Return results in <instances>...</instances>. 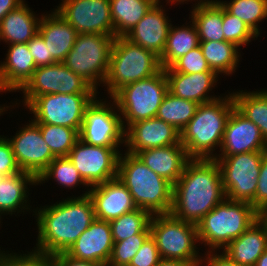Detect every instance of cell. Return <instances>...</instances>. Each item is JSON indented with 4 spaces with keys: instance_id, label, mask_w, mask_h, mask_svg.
Returning a JSON list of instances; mask_svg holds the SVG:
<instances>
[{
    "instance_id": "cell-1",
    "label": "cell",
    "mask_w": 267,
    "mask_h": 266,
    "mask_svg": "<svg viewBox=\"0 0 267 266\" xmlns=\"http://www.w3.org/2000/svg\"><path fill=\"white\" fill-rule=\"evenodd\" d=\"M62 200L33 208L38 235L32 252L48 258L66 253L96 219L93 203L88 195H72Z\"/></svg>"
},
{
    "instance_id": "cell-2",
    "label": "cell",
    "mask_w": 267,
    "mask_h": 266,
    "mask_svg": "<svg viewBox=\"0 0 267 266\" xmlns=\"http://www.w3.org/2000/svg\"><path fill=\"white\" fill-rule=\"evenodd\" d=\"M225 198L218 162L215 159H190L173 185L170 213L177 219L197 225Z\"/></svg>"
},
{
    "instance_id": "cell-3",
    "label": "cell",
    "mask_w": 267,
    "mask_h": 266,
    "mask_svg": "<svg viewBox=\"0 0 267 266\" xmlns=\"http://www.w3.org/2000/svg\"><path fill=\"white\" fill-rule=\"evenodd\" d=\"M199 104L193 118L180 132V143L190 159H215L227 119L235 107L232 92ZM216 152V153H215Z\"/></svg>"
},
{
    "instance_id": "cell-4",
    "label": "cell",
    "mask_w": 267,
    "mask_h": 266,
    "mask_svg": "<svg viewBox=\"0 0 267 266\" xmlns=\"http://www.w3.org/2000/svg\"><path fill=\"white\" fill-rule=\"evenodd\" d=\"M117 178L129 190L137 208L151 215L171 212L173 185L148 168L137 155L121 153Z\"/></svg>"
},
{
    "instance_id": "cell-5",
    "label": "cell",
    "mask_w": 267,
    "mask_h": 266,
    "mask_svg": "<svg viewBox=\"0 0 267 266\" xmlns=\"http://www.w3.org/2000/svg\"><path fill=\"white\" fill-rule=\"evenodd\" d=\"M257 219L258 212L249 202L225 198L198 222L199 245L208 246L207 251H222Z\"/></svg>"
},
{
    "instance_id": "cell-6",
    "label": "cell",
    "mask_w": 267,
    "mask_h": 266,
    "mask_svg": "<svg viewBox=\"0 0 267 266\" xmlns=\"http://www.w3.org/2000/svg\"><path fill=\"white\" fill-rule=\"evenodd\" d=\"M162 69L159 56L131 43L125 37H115L111 49L108 74L104 87L108 99L119 89L157 74Z\"/></svg>"
},
{
    "instance_id": "cell-7",
    "label": "cell",
    "mask_w": 267,
    "mask_h": 266,
    "mask_svg": "<svg viewBox=\"0 0 267 266\" xmlns=\"http://www.w3.org/2000/svg\"><path fill=\"white\" fill-rule=\"evenodd\" d=\"M149 226L161 258L199 265L202 253L197 248L200 245L196 224L177 219L169 213L152 215Z\"/></svg>"
},
{
    "instance_id": "cell-8",
    "label": "cell",
    "mask_w": 267,
    "mask_h": 266,
    "mask_svg": "<svg viewBox=\"0 0 267 266\" xmlns=\"http://www.w3.org/2000/svg\"><path fill=\"white\" fill-rule=\"evenodd\" d=\"M168 92L165 70L119 89L111 98L117 105L122 124H130L156 117L158 108Z\"/></svg>"
},
{
    "instance_id": "cell-9",
    "label": "cell",
    "mask_w": 267,
    "mask_h": 266,
    "mask_svg": "<svg viewBox=\"0 0 267 266\" xmlns=\"http://www.w3.org/2000/svg\"><path fill=\"white\" fill-rule=\"evenodd\" d=\"M114 39L103 34H78L63 63L98 92L108 74Z\"/></svg>"
},
{
    "instance_id": "cell-10",
    "label": "cell",
    "mask_w": 267,
    "mask_h": 266,
    "mask_svg": "<svg viewBox=\"0 0 267 266\" xmlns=\"http://www.w3.org/2000/svg\"><path fill=\"white\" fill-rule=\"evenodd\" d=\"M99 98L85 109L79 139L94 146L121 147L125 145V129L117 105L112 98Z\"/></svg>"
},
{
    "instance_id": "cell-11",
    "label": "cell",
    "mask_w": 267,
    "mask_h": 266,
    "mask_svg": "<svg viewBox=\"0 0 267 266\" xmlns=\"http://www.w3.org/2000/svg\"><path fill=\"white\" fill-rule=\"evenodd\" d=\"M97 94H43L27 106L37 124L65 126L80 131L86 107Z\"/></svg>"
},
{
    "instance_id": "cell-12",
    "label": "cell",
    "mask_w": 267,
    "mask_h": 266,
    "mask_svg": "<svg viewBox=\"0 0 267 266\" xmlns=\"http://www.w3.org/2000/svg\"><path fill=\"white\" fill-rule=\"evenodd\" d=\"M263 155L264 152H248L215 158L226 199L249 203L254 199Z\"/></svg>"
},
{
    "instance_id": "cell-13",
    "label": "cell",
    "mask_w": 267,
    "mask_h": 266,
    "mask_svg": "<svg viewBox=\"0 0 267 266\" xmlns=\"http://www.w3.org/2000/svg\"><path fill=\"white\" fill-rule=\"evenodd\" d=\"M23 106L43 94H99L87 81L72 72L63 62L37 67L31 79L19 91ZM24 102V103H23Z\"/></svg>"
},
{
    "instance_id": "cell-14",
    "label": "cell",
    "mask_w": 267,
    "mask_h": 266,
    "mask_svg": "<svg viewBox=\"0 0 267 266\" xmlns=\"http://www.w3.org/2000/svg\"><path fill=\"white\" fill-rule=\"evenodd\" d=\"M120 148L94 146L78 139L67 157L92 187L117 178Z\"/></svg>"
},
{
    "instance_id": "cell-15",
    "label": "cell",
    "mask_w": 267,
    "mask_h": 266,
    "mask_svg": "<svg viewBox=\"0 0 267 266\" xmlns=\"http://www.w3.org/2000/svg\"><path fill=\"white\" fill-rule=\"evenodd\" d=\"M54 10L78 34H103L114 37L110 0H61Z\"/></svg>"
},
{
    "instance_id": "cell-16",
    "label": "cell",
    "mask_w": 267,
    "mask_h": 266,
    "mask_svg": "<svg viewBox=\"0 0 267 266\" xmlns=\"http://www.w3.org/2000/svg\"><path fill=\"white\" fill-rule=\"evenodd\" d=\"M10 137L7 139L19 168L23 172L32 174L36 179L56 158L44 141L39 125L32 119Z\"/></svg>"
},
{
    "instance_id": "cell-17",
    "label": "cell",
    "mask_w": 267,
    "mask_h": 266,
    "mask_svg": "<svg viewBox=\"0 0 267 266\" xmlns=\"http://www.w3.org/2000/svg\"><path fill=\"white\" fill-rule=\"evenodd\" d=\"M264 151H267V142L260 129L234 107L227 119L223 141L216 157Z\"/></svg>"
},
{
    "instance_id": "cell-18",
    "label": "cell",
    "mask_w": 267,
    "mask_h": 266,
    "mask_svg": "<svg viewBox=\"0 0 267 266\" xmlns=\"http://www.w3.org/2000/svg\"><path fill=\"white\" fill-rule=\"evenodd\" d=\"M181 145L180 132L157 117L130 124L125 129V147L131 154L149 149Z\"/></svg>"
},
{
    "instance_id": "cell-19",
    "label": "cell",
    "mask_w": 267,
    "mask_h": 266,
    "mask_svg": "<svg viewBox=\"0 0 267 266\" xmlns=\"http://www.w3.org/2000/svg\"><path fill=\"white\" fill-rule=\"evenodd\" d=\"M88 196L99 220L110 222L137 209L129 190L118 178L92 186Z\"/></svg>"
},
{
    "instance_id": "cell-20",
    "label": "cell",
    "mask_w": 267,
    "mask_h": 266,
    "mask_svg": "<svg viewBox=\"0 0 267 266\" xmlns=\"http://www.w3.org/2000/svg\"><path fill=\"white\" fill-rule=\"evenodd\" d=\"M161 1L156 2L146 15L124 37L131 43L161 56L166 45L171 19L166 15Z\"/></svg>"
},
{
    "instance_id": "cell-21",
    "label": "cell",
    "mask_w": 267,
    "mask_h": 266,
    "mask_svg": "<svg viewBox=\"0 0 267 266\" xmlns=\"http://www.w3.org/2000/svg\"><path fill=\"white\" fill-rule=\"evenodd\" d=\"M113 245L110 223L96 218L66 254L77 260L101 264L110 259Z\"/></svg>"
},
{
    "instance_id": "cell-22",
    "label": "cell",
    "mask_w": 267,
    "mask_h": 266,
    "mask_svg": "<svg viewBox=\"0 0 267 266\" xmlns=\"http://www.w3.org/2000/svg\"><path fill=\"white\" fill-rule=\"evenodd\" d=\"M38 33L48 49V65L64 62L78 36V32L54 8L49 14H41Z\"/></svg>"
},
{
    "instance_id": "cell-23",
    "label": "cell",
    "mask_w": 267,
    "mask_h": 266,
    "mask_svg": "<svg viewBox=\"0 0 267 266\" xmlns=\"http://www.w3.org/2000/svg\"><path fill=\"white\" fill-rule=\"evenodd\" d=\"M7 47L5 61H0V93L19 92L31 79L36 64L27 43Z\"/></svg>"
},
{
    "instance_id": "cell-24",
    "label": "cell",
    "mask_w": 267,
    "mask_h": 266,
    "mask_svg": "<svg viewBox=\"0 0 267 266\" xmlns=\"http://www.w3.org/2000/svg\"><path fill=\"white\" fill-rule=\"evenodd\" d=\"M168 92L172 95L203 104L220 98V96L209 95L218 82L216 72H201L195 74L165 72Z\"/></svg>"
},
{
    "instance_id": "cell-25",
    "label": "cell",
    "mask_w": 267,
    "mask_h": 266,
    "mask_svg": "<svg viewBox=\"0 0 267 266\" xmlns=\"http://www.w3.org/2000/svg\"><path fill=\"white\" fill-rule=\"evenodd\" d=\"M156 174L174 185L190 160L182 145L149 148L136 154Z\"/></svg>"
},
{
    "instance_id": "cell-26",
    "label": "cell",
    "mask_w": 267,
    "mask_h": 266,
    "mask_svg": "<svg viewBox=\"0 0 267 266\" xmlns=\"http://www.w3.org/2000/svg\"><path fill=\"white\" fill-rule=\"evenodd\" d=\"M267 250V228L257 219L238 238L233 239L222 252L239 266H254Z\"/></svg>"
},
{
    "instance_id": "cell-27",
    "label": "cell",
    "mask_w": 267,
    "mask_h": 266,
    "mask_svg": "<svg viewBox=\"0 0 267 266\" xmlns=\"http://www.w3.org/2000/svg\"><path fill=\"white\" fill-rule=\"evenodd\" d=\"M28 185L36 186L37 179L28 172L0 177V213L4 215L25 214L32 209ZM29 209V210H28Z\"/></svg>"
},
{
    "instance_id": "cell-28",
    "label": "cell",
    "mask_w": 267,
    "mask_h": 266,
    "mask_svg": "<svg viewBox=\"0 0 267 266\" xmlns=\"http://www.w3.org/2000/svg\"><path fill=\"white\" fill-rule=\"evenodd\" d=\"M26 0L9 12L0 22V42L6 45L28 43L37 33L41 15Z\"/></svg>"
},
{
    "instance_id": "cell-29",
    "label": "cell",
    "mask_w": 267,
    "mask_h": 266,
    "mask_svg": "<svg viewBox=\"0 0 267 266\" xmlns=\"http://www.w3.org/2000/svg\"><path fill=\"white\" fill-rule=\"evenodd\" d=\"M194 4L189 19L197 28L200 42L226 41L223 33V7L220 3L207 0Z\"/></svg>"
},
{
    "instance_id": "cell-30",
    "label": "cell",
    "mask_w": 267,
    "mask_h": 266,
    "mask_svg": "<svg viewBox=\"0 0 267 266\" xmlns=\"http://www.w3.org/2000/svg\"><path fill=\"white\" fill-rule=\"evenodd\" d=\"M157 0H110L114 37H124Z\"/></svg>"
},
{
    "instance_id": "cell-31",
    "label": "cell",
    "mask_w": 267,
    "mask_h": 266,
    "mask_svg": "<svg viewBox=\"0 0 267 266\" xmlns=\"http://www.w3.org/2000/svg\"><path fill=\"white\" fill-rule=\"evenodd\" d=\"M199 44L198 31L191 19L189 23L186 21L182 26L177 27L172 24L165 49L159 57L161 67L163 69L168 68L175 60L197 48Z\"/></svg>"
},
{
    "instance_id": "cell-32",
    "label": "cell",
    "mask_w": 267,
    "mask_h": 266,
    "mask_svg": "<svg viewBox=\"0 0 267 266\" xmlns=\"http://www.w3.org/2000/svg\"><path fill=\"white\" fill-rule=\"evenodd\" d=\"M199 46L209 67L218 75L230 76L236 72L241 59V49L237 45L229 41H206Z\"/></svg>"
},
{
    "instance_id": "cell-33",
    "label": "cell",
    "mask_w": 267,
    "mask_h": 266,
    "mask_svg": "<svg viewBox=\"0 0 267 266\" xmlns=\"http://www.w3.org/2000/svg\"><path fill=\"white\" fill-rule=\"evenodd\" d=\"M235 107L259 129L267 142V89L232 92Z\"/></svg>"
},
{
    "instance_id": "cell-34",
    "label": "cell",
    "mask_w": 267,
    "mask_h": 266,
    "mask_svg": "<svg viewBox=\"0 0 267 266\" xmlns=\"http://www.w3.org/2000/svg\"><path fill=\"white\" fill-rule=\"evenodd\" d=\"M53 179L58 185L67 189H73L79 185L87 188L85 193L80 196L88 195L91 188L82 178L79 171L75 168L67 156L56 157L47 167V169L38 177L37 185H43L46 181Z\"/></svg>"
},
{
    "instance_id": "cell-35",
    "label": "cell",
    "mask_w": 267,
    "mask_h": 266,
    "mask_svg": "<svg viewBox=\"0 0 267 266\" xmlns=\"http://www.w3.org/2000/svg\"><path fill=\"white\" fill-rule=\"evenodd\" d=\"M198 105L196 102L176 97L167 92L158 108L156 117L181 132L193 118Z\"/></svg>"
},
{
    "instance_id": "cell-36",
    "label": "cell",
    "mask_w": 267,
    "mask_h": 266,
    "mask_svg": "<svg viewBox=\"0 0 267 266\" xmlns=\"http://www.w3.org/2000/svg\"><path fill=\"white\" fill-rule=\"evenodd\" d=\"M231 15L241 19L257 36L260 22L267 19V0H217Z\"/></svg>"
},
{
    "instance_id": "cell-37",
    "label": "cell",
    "mask_w": 267,
    "mask_h": 266,
    "mask_svg": "<svg viewBox=\"0 0 267 266\" xmlns=\"http://www.w3.org/2000/svg\"><path fill=\"white\" fill-rule=\"evenodd\" d=\"M44 141L56 157L68 156L79 139V131L65 126L38 124Z\"/></svg>"
},
{
    "instance_id": "cell-38",
    "label": "cell",
    "mask_w": 267,
    "mask_h": 266,
    "mask_svg": "<svg viewBox=\"0 0 267 266\" xmlns=\"http://www.w3.org/2000/svg\"><path fill=\"white\" fill-rule=\"evenodd\" d=\"M151 214L144 209H134L110 221L111 232L114 242L141 233L150 223Z\"/></svg>"
},
{
    "instance_id": "cell-39",
    "label": "cell",
    "mask_w": 267,
    "mask_h": 266,
    "mask_svg": "<svg viewBox=\"0 0 267 266\" xmlns=\"http://www.w3.org/2000/svg\"><path fill=\"white\" fill-rule=\"evenodd\" d=\"M151 235L148 225L141 233L133 235L128 239L114 242L110 260L114 263L128 266L133 257L139 251L145 240Z\"/></svg>"
},
{
    "instance_id": "cell-40",
    "label": "cell",
    "mask_w": 267,
    "mask_h": 266,
    "mask_svg": "<svg viewBox=\"0 0 267 266\" xmlns=\"http://www.w3.org/2000/svg\"><path fill=\"white\" fill-rule=\"evenodd\" d=\"M223 33L226 41L239 48L250 44L258 36L239 18L229 14L223 8ZM253 39V40H252Z\"/></svg>"
},
{
    "instance_id": "cell-41",
    "label": "cell",
    "mask_w": 267,
    "mask_h": 266,
    "mask_svg": "<svg viewBox=\"0 0 267 266\" xmlns=\"http://www.w3.org/2000/svg\"><path fill=\"white\" fill-rule=\"evenodd\" d=\"M164 70L165 72H178L187 74L215 72L209 67L207 60L202 54L200 46L179 57Z\"/></svg>"
},
{
    "instance_id": "cell-42",
    "label": "cell",
    "mask_w": 267,
    "mask_h": 266,
    "mask_svg": "<svg viewBox=\"0 0 267 266\" xmlns=\"http://www.w3.org/2000/svg\"><path fill=\"white\" fill-rule=\"evenodd\" d=\"M24 251L15 253L13 251L0 249V266H50V260L48 257H44L41 254Z\"/></svg>"
},
{
    "instance_id": "cell-43",
    "label": "cell",
    "mask_w": 267,
    "mask_h": 266,
    "mask_svg": "<svg viewBox=\"0 0 267 266\" xmlns=\"http://www.w3.org/2000/svg\"><path fill=\"white\" fill-rule=\"evenodd\" d=\"M160 259L156 241L150 235L128 266H156Z\"/></svg>"
},
{
    "instance_id": "cell-44",
    "label": "cell",
    "mask_w": 267,
    "mask_h": 266,
    "mask_svg": "<svg viewBox=\"0 0 267 266\" xmlns=\"http://www.w3.org/2000/svg\"><path fill=\"white\" fill-rule=\"evenodd\" d=\"M21 172L7 136L0 135V177Z\"/></svg>"
},
{
    "instance_id": "cell-45",
    "label": "cell",
    "mask_w": 267,
    "mask_h": 266,
    "mask_svg": "<svg viewBox=\"0 0 267 266\" xmlns=\"http://www.w3.org/2000/svg\"><path fill=\"white\" fill-rule=\"evenodd\" d=\"M250 204L258 213L267 207V151H264L258 176L257 190Z\"/></svg>"
},
{
    "instance_id": "cell-46",
    "label": "cell",
    "mask_w": 267,
    "mask_h": 266,
    "mask_svg": "<svg viewBox=\"0 0 267 266\" xmlns=\"http://www.w3.org/2000/svg\"><path fill=\"white\" fill-rule=\"evenodd\" d=\"M28 48L37 67L48 65V49L42 36L37 33L28 43Z\"/></svg>"
},
{
    "instance_id": "cell-47",
    "label": "cell",
    "mask_w": 267,
    "mask_h": 266,
    "mask_svg": "<svg viewBox=\"0 0 267 266\" xmlns=\"http://www.w3.org/2000/svg\"><path fill=\"white\" fill-rule=\"evenodd\" d=\"M202 256L198 266H239L231 261L222 251H206Z\"/></svg>"
},
{
    "instance_id": "cell-48",
    "label": "cell",
    "mask_w": 267,
    "mask_h": 266,
    "mask_svg": "<svg viewBox=\"0 0 267 266\" xmlns=\"http://www.w3.org/2000/svg\"><path fill=\"white\" fill-rule=\"evenodd\" d=\"M50 266H100L92 261L77 260L66 253H60L49 258Z\"/></svg>"
},
{
    "instance_id": "cell-49",
    "label": "cell",
    "mask_w": 267,
    "mask_h": 266,
    "mask_svg": "<svg viewBox=\"0 0 267 266\" xmlns=\"http://www.w3.org/2000/svg\"><path fill=\"white\" fill-rule=\"evenodd\" d=\"M25 0H0V22L13 9L17 8Z\"/></svg>"
},
{
    "instance_id": "cell-50",
    "label": "cell",
    "mask_w": 267,
    "mask_h": 266,
    "mask_svg": "<svg viewBox=\"0 0 267 266\" xmlns=\"http://www.w3.org/2000/svg\"><path fill=\"white\" fill-rule=\"evenodd\" d=\"M156 266H191V265L186 261L161 258Z\"/></svg>"
},
{
    "instance_id": "cell-51",
    "label": "cell",
    "mask_w": 267,
    "mask_h": 266,
    "mask_svg": "<svg viewBox=\"0 0 267 266\" xmlns=\"http://www.w3.org/2000/svg\"><path fill=\"white\" fill-rule=\"evenodd\" d=\"M157 1L160 2V0H157ZM161 1H163V0H161ZM165 1H166V4L169 3V4H171V5H173V4H175V5H176V4H177V5L180 4V5H181V4H184V3H185V4H186V3L188 4V2H191V3H192V1H195V0H165ZM203 1H207V0H199V1L196 0L195 3H199V2H203ZM178 3H179V4H178Z\"/></svg>"
},
{
    "instance_id": "cell-52",
    "label": "cell",
    "mask_w": 267,
    "mask_h": 266,
    "mask_svg": "<svg viewBox=\"0 0 267 266\" xmlns=\"http://www.w3.org/2000/svg\"><path fill=\"white\" fill-rule=\"evenodd\" d=\"M254 266H267V250L257 259Z\"/></svg>"
},
{
    "instance_id": "cell-53",
    "label": "cell",
    "mask_w": 267,
    "mask_h": 266,
    "mask_svg": "<svg viewBox=\"0 0 267 266\" xmlns=\"http://www.w3.org/2000/svg\"><path fill=\"white\" fill-rule=\"evenodd\" d=\"M258 219L265 225L267 228V207L263 208L259 213H258Z\"/></svg>"
},
{
    "instance_id": "cell-54",
    "label": "cell",
    "mask_w": 267,
    "mask_h": 266,
    "mask_svg": "<svg viewBox=\"0 0 267 266\" xmlns=\"http://www.w3.org/2000/svg\"><path fill=\"white\" fill-rule=\"evenodd\" d=\"M16 102H17V101L14 102L15 105H14V104H13V105L10 104V106H9V105L7 106V105H5V104H4V105H1V104H0V116H2V115H3L4 113H6V111H8V110L11 111V110L9 109L10 107L14 108V106H15V108H16L17 105L19 106V103H16ZM16 104H17V105H16ZM7 109H8V110H7Z\"/></svg>"
},
{
    "instance_id": "cell-55",
    "label": "cell",
    "mask_w": 267,
    "mask_h": 266,
    "mask_svg": "<svg viewBox=\"0 0 267 266\" xmlns=\"http://www.w3.org/2000/svg\"><path fill=\"white\" fill-rule=\"evenodd\" d=\"M100 266H124L117 263L112 262L110 259L102 262Z\"/></svg>"
},
{
    "instance_id": "cell-56",
    "label": "cell",
    "mask_w": 267,
    "mask_h": 266,
    "mask_svg": "<svg viewBox=\"0 0 267 266\" xmlns=\"http://www.w3.org/2000/svg\"><path fill=\"white\" fill-rule=\"evenodd\" d=\"M1 216H3V215L0 213V226H1V221H2V220H1V218H2Z\"/></svg>"
}]
</instances>
